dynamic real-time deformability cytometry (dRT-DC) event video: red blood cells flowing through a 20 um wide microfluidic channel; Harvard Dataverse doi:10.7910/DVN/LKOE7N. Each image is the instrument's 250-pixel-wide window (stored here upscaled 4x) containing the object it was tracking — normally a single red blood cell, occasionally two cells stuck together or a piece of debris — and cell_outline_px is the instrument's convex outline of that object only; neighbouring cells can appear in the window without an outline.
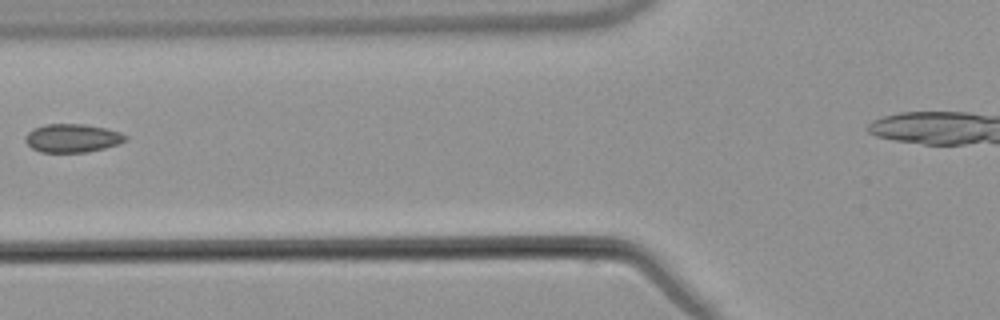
{"species": "common noctule bat (a hibernating species)", "species_latin": "Nyctalus noctula", "temperature_condition": "warm", "stored_images_in_passage": 3, "camera_frame_rate_fps": 3000, "um_per_image_px": 0.085, "animal": {"sex": "male", "body_mass_g": 21.5, "forearm_length_mm": 52.0}, "frame": {"image": 1, "passage_image": 2, "time_ms": 1.333, "image_size_px": [1000, 320], "cell_outline_px": [[128, 140], [120, 144], [88, 152], [40, 152], [32, 148], [24, 140], [24, 136], [32, 128], [44, 124], [84, 124], [104, 128], [120, 132], [128, 136]], "centroid_in_image_um": [6.15, 11.74], "position_along_channel_um": 119.7, "area_um2": 16.76}}
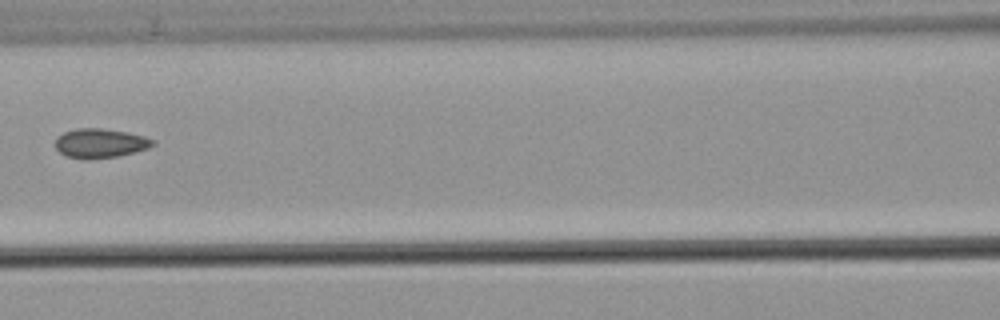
{"frame": {"image": 2, "passage_image": 3, "time_ms": 2.333, "image_size_px": [1000, 320], "cell_outline_px": [[156, 144], [148, 148], [136, 152], [120, 156], [88, 160], [68, 156], [60, 152], [56, 148], [56, 140], [64, 132], [76, 128], [100, 128], [128, 132], [144, 136], [156, 140]], "centroid_in_image_um": [8.58, 12.18], "position_along_channel_um": 158.0, "area_um2": 16.76}}